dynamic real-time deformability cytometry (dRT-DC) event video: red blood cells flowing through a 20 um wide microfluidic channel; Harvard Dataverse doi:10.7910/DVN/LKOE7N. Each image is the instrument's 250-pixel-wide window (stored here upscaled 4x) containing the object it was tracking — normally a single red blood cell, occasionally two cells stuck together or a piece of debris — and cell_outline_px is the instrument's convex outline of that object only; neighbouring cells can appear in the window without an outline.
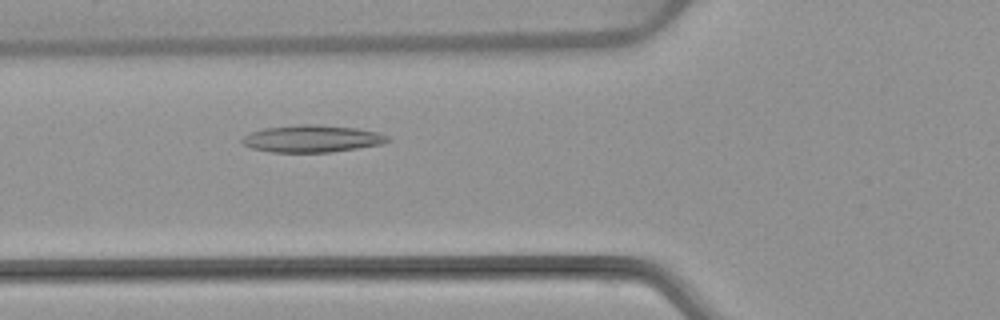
{"species": "common noctule bat (a hibernating species)", "species_latin": "Nyctalus noctula", "temperature_condition": "warm", "stored_images_in_passage": 3, "camera_frame_rate_fps": 3000, "um_per_image_px": 0.085, "animal": {"sex": "female", "body_mass_g": 22.7, "forearm_length_mm": 54.2}, "frame": {"image": 1, "passage_image": 3, "time_ms": 5.0, "image_size_px": [1000, 320], "cell_outline_px": [[392, 140], [380, 144], [332, 152], [268, 152], [252, 148], [244, 144], [240, 140], [244, 136], [252, 132], [264, 128], [300, 124], [316, 124], [356, 128], [376, 132], [388, 136]], "centroid_in_image_um": [26.51, 11.78], "position_along_channel_um": 99.3, "area_um2": 22.89}}